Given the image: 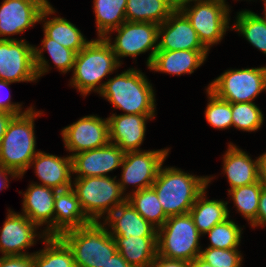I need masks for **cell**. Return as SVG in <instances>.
<instances>
[{
  "label": "cell",
  "mask_w": 266,
  "mask_h": 267,
  "mask_svg": "<svg viewBox=\"0 0 266 267\" xmlns=\"http://www.w3.org/2000/svg\"><path fill=\"white\" fill-rule=\"evenodd\" d=\"M210 177H196L174 167H160L152 187L167 217L190 212L198 196L207 188Z\"/></svg>",
  "instance_id": "6da1fadb"
},
{
  "label": "cell",
  "mask_w": 266,
  "mask_h": 267,
  "mask_svg": "<svg viewBox=\"0 0 266 267\" xmlns=\"http://www.w3.org/2000/svg\"><path fill=\"white\" fill-rule=\"evenodd\" d=\"M100 95L128 115H155V95L145 75L131 68L104 82Z\"/></svg>",
  "instance_id": "7a4b0ae2"
},
{
  "label": "cell",
  "mask_w": 266,
  "mask_h": 267,
  "mask_svg": "<svg viewBox=\"0 0 266 267\" xmlns=\"http://www.w3.org/2000/svg\"><path fill=\"white\" fill-rule=\"evenodd\" d=\"M38 115L41 113L31 107L26 113L14 116L0 142V166L19 177L24 175L38 153L34 135V119Z\"/></svg>",
  "instance_id": "3957f363"
},
{
  "label": "cell",
  "mask_w": 266,
  "mask_h": 267,
  "mask_svg": "<svg viewBox=\"0 0 266 267\" xmlns=\"http://www.w3.org/2000/svg\"><path fill=\"white\" fill-rule=\"evenodd\" d=\"M98 38L90 40L75 57L70 83L83 96L92 90L99 93L105 84H100L101 80L120 66L110 43L103 37Z\"/></svg>",
  "instance_id": "277c9868"
},
{
  "label": "cell",
  "mask_w": 266,
  "mask_h": 267,
  "mask_svg": "<svg viewBox=\"0 0 266 267\" xmlns=\"http://www.w3.org/2000/svg\"><path fill=\"white\" fill-rule=\"evenodd\" d=\"M70 248L76 267H102L118 250L101 222L64 232L59 236Z\"/></svg>",
  "instance_id": "5b68a950"
},
{
  "label": "cell",
  "mask_w": 266,
  "mask_h": 267,
  "mask_svg": "<svg viewBox=\"0 0 266 267\" xmlns=\"http://www.w3.org/2000/svg\"><path fill=\"white\" fill-rule=\"evenodd\" d=\"M200 236L189 213L168 217L157 229V255L191 262L200 256Z\"/></svg>",
  "instance_id": "8992f818"
},
{
  "label": "cell",
  "mask_w": 266,
  "mask_h": 267,
  "mask_svg": "<svg viewBox=\"0 0 266 267\" xmlns=\"http://www.w3.org/2000/svg\"><path fill=\"white\" fill-rule=\"evenodd\" d=\"M110 176L75 178V191L85 215L98 222L106 212L107 216L127 200L120 184ZM112 205V206H111Z\"/></svg>",
  "instance_id": "52a82bcc"
},
{
  "label": "cell",
  "mask_w": 266,
  "mask_h": 267,
  "mask_svg": "<svg viewBox=\"0 0 266 267\" xmlns=\"http://www.w3.org/2000/svg\"><path fill=\"white\" fill-rule=\"evenodd\" d=\"M178 3L177 8L187 17L202 44L209 50L217 44L229 28V7L225 0H197L195 6Z\"/></svg>",
  "instance_id": "ba28073f"
},
{
  "label": "cell",
  "mask_w": 266,
  "mask_h": 267,
  "mask_svg": "<svg viewBox=\"0 0 266 267\" xmlns=\"http://www.w3.org/2000/svg\"><path fill=\"white\" fill-rule=\"evenodd\" d=\"M208 89L230 103L252 102L266 90V67L228 70L211 82Z\"/></svg>",
  "instance_id": "9c48e42d"
},
{
  "label": "cell",
  "mask_w": 266,
  "mask_h": 267,
  "mask_svg": "<svg viewBox=\"0 0 266 267\" xmlns=\"http://www.w3.org/2000/svg\"><path fill=\"white\" fill-rule=\"evenodd\" d=\"M158 29L159 25L151 22H128L125 21L118 28L111 30L117 31L114 44H111L109 36L104 38L110 43V46L115 53L117 61L118 57H136L151 49V53L147 59L149 67L158 47Z\"/></svg>",
  "instance_id": "30bf717a"
},
{
  "label": "cell",
  "mask_w": 266,
  "mask_h": 267,
  "mask_svg": "<svg viewBox=\"0 0 266 267\" xmlns=\"http://www.w3.org/2000/svg\"><path fill=\"white\" fill-rule=\"evenodd\" d=\"M25 40L0 38V80L8 82L36 81L34 46Z\"/></svg>",
  "instance_id": "8fae6325"
},
{
  "label": "cell",
  "mask_w": 266,
  "mask_h": 267,
  "mask_svg": "<svg viewBox=\"0 0 266 267\" xmlns=\"http://www.w3.org/2000/svg\"><path fill=\"white\" fill-rule=\"evenodd\" d=\"M53 13L47 0H4L0 6V37L20 34Z\"/></svg>",
  "instance_id": "7c38bea8"
},
{
  "label": "cell",
  "mask_w": 266,
  "mask_h": 267,
  "mask_svg": "<svg viewBox=\"0 0 266 267\" xmlns=\"http://www.w3.org/2000/svg\"><path fill=\"white\" fill-rule=\"evenodd\" d=\"M168 152L169 149L125 152L119 182L121 191L124 193L128 184H134L135 191L152 187Z\"/></svg>",
  "instance_id": "4fadbf2b"
},
{
  "label": "cell",
  "mask_w": 266,
  "mask_h": 267,
  "mask_svg": "<svg viewBox=\"0 0 266 267\" xmlns=\"http://www.w3.org/2000/svg\"><path fill=\"white\" fill-rule=\"evenodd\" d=\"M61 132L66 149L73 154L100 148L110 142L108 118L95 115L82 117Z\"/></svg>",
  "instance_id": "5bb4252c"
},
{
  "label": "cell",
  "mask_w": 266,
  "mask_h": 267,
  "mask_svg": "<svg viewBox=\"0 0 266 267\" xmlns=\"http://www.w3.org/2000/svg\"><path fill=\"white\" fill-rule=\"evenodd\" d=\"M160 37L162 38L158 39L157 51L208 50L187 17L178 8L159 25L158 38Z\"/></svg>",
  "instance_id": "9a60e30c"
},
{
  "label": "cell",
  "mask_w": 266,
  "mask_h": 267,
  "mask_svg": "<svg viewBox=\"0 0 266 267\" xmlns=\"http://www.w3.org/2000/svg\"><path fill=\"white\" fill-rule=\"evenodd\" d=\"M125 152L117 145H107L81 153L71 154L72 173L78 174L76 178L106 177L110 172L121 166Z\"/></svg>",
  "instance_id": "2e32d148"
},
{
  "label": "cell",
  "mask_w": 266,
  "mask_h": 267,
  "mask_svg": "<svg viewBox=\"0 0 266 267\" xmlns=\"http://www.w3.org/2000/svg\"><path fill=\"white\" fill-rule=\"evenodd\" d=\"M24 214H17L9 210V214L0 232V252L3 256L28 255L22 250L34 244L36 228Z\"/></svg>",
  "instance_id": "e0dca14e"
},
{
  "label": "cell",
  "mask_w": 266,
  "mask_h": 267,
  "mask_svg": "<svg viewBox=\"0 0 266 267\" xmlns=\"http://www.w3.org/2000/svg\"><path fill=\"white\" fill-rule=\"evenodd\" d=\"M154 115L112 114L108 118L109 140L124 152L140 151L146 132V121Z\"/></svg>",
  "instance_id": "ac0fdd59"
},
{
  "label": "cell",
  "mask_w": 266,
  "mask_h": 267,
  "mask_svg": "<svg viewBox=\"0 0 266 267\" xmlns=\"http://www.w3.org/2000/svg\"><path fill=\"white\" fill-rule=\"evenodd\" d=\"M29 186L24 193L23 214L38 227L48 223L43 236H53L54 202L58 190L36 183Z\"/></svg>",
  "instance_id": "d6986e66"
},
{
  "label": "cell",
  "mask_w": 266,
  "mask_h": 267,
  "mask_svg": "<svg viewBox=\"0 0 266 267\" xmlns=\"http://www.w3.org/2000/svg\"><path fill=\"white\" fill-rule=\"evenodd\" d=\"M104 225H110L111 236L157 237V228L146 221L128 200L120 204L105 218Z\"/></svg>",
  "instance_id": "ffe728a7"
},
{
  "label": "cell",
  "mask_w": 266,
  "mask_h": 267,
  "mask_svg": "<svg viewBox=\"0 0 266 267\" xmlns=\"http://www.w3.org/2000/svg\"><path fill=\"white\" fill-rule=\"evenodd\" d=\"M34 165L35 173L46 187L56 190H66L72 187V158L58 157L45 152L38 151L30 162V166Z\"/></svg>",
  "instance_id": "44dd1931"
},
{
  "label": "cell",
  "mask_w": 266,
  "mask_h": 267,
  "mask_svg": "<svg viewBox=\"0 0 266 267\" xmlns=\"http://www.w3.org/2000/svg\"><path fill=\"white\" fill-rule=\"evenodd\" d=\"M92 221L85 215L75 191L71 188L58 190L55 195L53 236L77 229Z\"/></svg>",
  "instance_id": "7402d4cb"
},
{
  "label": "cell",
  "mask_w": 266,
  "mask_h": 267,
  "mask_svg": "<svg viewBox=\"0 0 266 267\" xmlns=\"http://www.w3.org/2000/svg\"><path fill=\"white\" fill-rule=\"evenodd\" d=\"M223 170L226 173L230 188L253 184L260 180L259 158L255 161L246 152L229 144L223 158Z\"/></svg>",
  "instance_id": "603a6c76"
},
{
  "label": "cell",
  "mask_w": 266,
  "mask_h": 267,
  "mask_svg": "<svg viewBox=\"0 0 266 267\" xmlns=\"http://www.w3.org/2000/svg\"><path fill=\"white\" fill-rule=\"evenodd\" d=\"M209 50L156 51L148 67L173 75L192 74L206 60Z\"/></svg>",
  "instance_id": "cb8c5ba5"
},
{
  "label": "cell",
  "mask_w": 266,
  "mask_h": 267,
  "mask_svg": "<svg viewBox=\"0 0 266 267\" xmlns=\"http://www.w3.org/2000/svg\"><path fill=\"white\" fill-rule=\"evenodd\" d=\"M120 255L132 267H152L157 256V237L112 236Z\"/></svg>",
  "instance_id": "d4e9b609"
},
{
  "label": "cell",
  "mask_w": 266,
  "mask_h": 267,
  "mask_svg": "<svg viewBox=\"0 0 266 267\" xmlns=\"http://www.w3.org/2000/svg\"><path fill=\"white\" fill-rule=\"evenodd\" d=\"M177 0H127L125 10L128 22L162 24L177 8Z\"/></svg>",
  "instance_id": "484cf974"
},
{
  "label": "cell",
  "mask_w": 266,
  "mask_h": 267,
  "mask_svg": "<svg viewBox=\"0 0 266 267\" xmlns=\"http://www.w3.org/2000/svg\"><path fill=\"white\" fill-rule=\"evenodd\" d=\"M228 202L208 200L205 197V190L198 196L189 214L199 233L207 234L215 225L224 222L229 218Z\"/></svg>",
  "instance_id": "4316f807"
},
{
  "label": "cell",
  "mask_w": 266,
  "mask_h": 267,
  "mask_svg": "<svg viewBox=\"0 0 266 267\" xmlns=\"http://www.w3.org/2000/svg\"><path fill=\"white\" fill-rule=\"evenodd\" d=\"M42 48L38 49L34 48V64L36 69L37 78H39L44 73L48 72V61L43 57V49L47 50L52 61L59 71L66 73L73 69L76 52L65 48L61 44L57 42H51V38H49L44 33V39L42 40Z\"/></svg>",
  "instance_id": "83f0119b"
},
{
  "label": "cell",
  "mask_w": 266,
  "mask_h": 267,
  "mask_svg": "<svg viewBox=\"0 0 266 267\" xmlns=\"http://www.w3.org/2000/svg\"><path fill=\"white\" fill-rule=\"evenodd\" d=\"M46 248L33 253V267H76L72 251L59 236H46Z\"/></svg>",
  "instance_id": "f1b7e54d"
},
{
  "label": "cell",
  "mask_w": 266,
  "mask_h": 267,
  "mask_svg": "<svg viewBox=\"0 0 266 267\" xmlns=\"http://www.w3.org/2000/svg\"><path fill=\"white\" fill-rule=\"evenodd\" d=\"M43 26L44 33L51 38V42H57L76 53L89 42L74 24L64 18L54 17L45 21Z\"/></svg>",
  "instance_id": "f546056e"
},
{
  "label": "cell",
  "mask_w": 266,
  "mask_h": 267,
  "mask_svg": "<svg viewBox=\"0 0 266 267\" xmlns=\"http://www.w3.org/2000/svg\"><path fill=\"white\" fill-rule=\"evenodd\" d=\"M127 0H94V13L99 37H105L126 21Z\"/></svg>",
  "instance_id": "4dcf8cb0"
},
{
  "label": "cell",
  "mask_w": 266,
  "mask_h": 267,
  "mask_svg": "<svg viewBox=\"0 0 266 267\" xmlns=\"http://www.w3.org/2000/svg\"><path fill=\"white\" fill-rule=\"evenodd\" d=\"M127 200L146 221L157 229L168 219L153 187L134 191L132 195H127Z\"/></svg>",
  "instance_id": "1f68e13d"
},
{
  "label": "cell",
  "mask_w": 266,
  "mask_h": 267,
  "mask_svg": "<svg viewBox=\"0 0 266 267\" xmlns=\"http://www.w3.org/2000/svg\"><path fill=\"white\" fill-rule=\"evenodd\" d=\"M237 29L254 47L266 54V18L260 17L250 10L238 12Z\"/></svg>",
  "instance_id": "d6a6232c"
},
{
  "label": "cell",
  "mask_w": 266,
  "mask_h": 267,
  "mask_svg": "<svg viewBox=\"0 0 266 267\" xmlns=\"http://www.w3.org/2000/svg\"><path fill=\"white\" fill-rule=\"evenodd\" d=\"M265 186V183L260 179L253 184L228 190L237 210L242 213L244 218L250 221L251 224L257 219L259 197Z\"/></svg>",
  "instance_id": "836d02e7"
},
{
  "label": "cell",
  "mask_w": 266,
  "mask_h": 267,
  "mask_svg": "<svg viewBox=\"0 0 266 267\" xmlns=\"http://www.w3.org/2000/svg\"><path fill=\"white\" fill-rule=\"evenodd\" d=\"M232 126L243 131L258 130L263 124V114L255 103H231Z\"/></svg>",
  "instance_id": "e575fe53"
},
{
  "label": "cell",
  "mask_w": 266,
  "mask_h": 267,
  "mask_svg": "<svg viewBox=\"0 0 266 267\" xmlns=\"http://www.w3.org/2000/svg\"><path fill=\"white\" fill-rule=\"evenodd\" d=\"M241 231V228L235 222L227 218L207 232L211 242L208 247L237 249L238 245H240Z\"/></svg>",
  "instance_id": "d590c367"
},
{
  "label": "cell",
  "mask_w": 266,
  "mask_h": 267,
  "mask_svg": "<svg viewBox=\"0 0 266 267\" xmlns=\"http://www.w3.org/2000/svg\"><path fill=\"white\" fill-rule=\"evenodd\" d=\"M209 103L205 110V118L208 123L217 129H226L232 126L231 103L217 97L208 88Z\"/></svg>",
  "instance_id": "8d00e7d4"
},
{
  "label": "cell",
  "mask_w": 266,
  "mask_h": 267,
  "mask_svg": "<svg viewBox=\"0 0 266 267\" xmlns=\"http://www.w3.org/2000/svg\"><path fill=\"white\" fill-rule=\"evenodd\" d=\"M202 260L213 267H241L242 256L238 249L206 248L201 250Z\"/></svg>",
  "instance_id": "74e56055"
},
{
  "label": "cell",
  "mask_w": 266,
  "mask_h": 267,
  "mask_svg": "<svg viewBox=\"0 0 266 267\" xmlns=\"http://www.w3.org/2000/svg\"><path fill=\"white\" fill-rule=\"evenodd\" d=\"M0 267H33V253L0 257Z\"/></svg>",
  "instance_id": "f35d334b"
},
{
  "label": "cell",
  "mask_w": 266,
  "mask_h": 267,
  "mask_svg": "<svg viewBox=\"0 0 266 267\" xmlns=\"http://www.w3.org/2000/svg\"><path fill=\"white\" fill-rule=\"evenodd\" d=\"M12 82H8V81H4V80H0V90L5 87H9V84H11ZM11 97L10 95L8 97H4V101L2 98H0V111L2 112H7L10 114H13L15 116L21 115L26 113L31 107H29L26 111L24 110L23 112L21 111V105L20 104H14L11 103L10 101Z\"/></svg>",
  "instance_id": "ab89813d"
},
{
  "label": "cell",
  "mask_w": 266,
  "mask_h": 267,
  "mask_svg": "<svg viewBox=\"0 0 266 267\" xmlns=\"http://www.w3.org/2000/svg\"><path fill=\"white\" fill-rule=\"evenodd\" d=\"M152 267H191L190 262L186 260L170 259L157 255Z\"/></svg>",
  "instance_id": "60d3db41"
},
{
  "label": "cell",
  "mask_w": 266,
  "mask_h": 267,
  "mask_svg": "<svg viewBox=\"0 0 266 267\" xmlns=\"http://www.w3.org/2000/svg\"><path fill=\"white\" fill-rule=\"evenodd\" d=\"M266 224V186L262 189L259 197V208L257 211V219L251 226H264Z\"/></svg>",
  "instance_id": "b9f144b4"
},
{
  "label": "cell",
  "mask_w": 266,
  "mask_h": 267,
  "mask_svg": "<svg viewBox=\"0 0 266 267\" xmlns=\"http://www.w3.org/2000/svg\"><path fill=\"white\" fill-rule=\"evenodd\" d=\"M102 267H132L117 251Z\"/></svg>",
  "instance_id": "7bdbcfd3"
},
{
  "label": "cell",
  "mask_w": 266,
  "mask_h": 267,
  "mask_svg": "<svg viewBox=\"0 0 266 267\" xmlns=\"http://www.w3.org/2000/svg\"><path fill=\"white\" fill-rule=\"evenodd\" d=\"M15 115L0 111V142L6 132L7 126Z\"/></svg>",
  "instance_id": "ee69618b"
},
{
  "label": "cell",
  "mask_w": 266,
  "mask_h": 267,
  "mask_svg": "<svg viewBox=\"0 0 266 267\" xmlns=\"http://www.w3.org/2000/svg\"><path fill=\"white\" fill-rule=\"evenodd\" d=\"M7 174L8 175H11V177H18L14 172L8 170V169H5L3 168L2 166H0V190H2L4 187L5 188H8V177H7ZM3 178V179H2ZM2 179V180H1Z\"/></svg>",
  "instance_id": "f6af8a7d"
},
{
  "label": "cell",
  "mask_w": 266,
  "mask_h": 267,
  "mask_svg": "<svg viewBox=\"0 0 266 267\" xmlns=\"http://www.w3.org/2000/svg\"><path fill=\"white\" fill-rule=\"evenodd\" d=\"M258 158H259L260 179L266 185V153H264Z\"/></svg>",
  "instance_id": "bcb514c9"
},
{
  "label": "cell",
  "mask_w": 266,
  "mask_h": 267,
  "mask_svg": "<svg viewBox=\"0 0 266 267\" xmlns=\"http://www.w3.org/2000/svg\"><path fill=\"white\" fill-rule=\"evenodd\" d=\"M191 267H213L210 264L206 263L200 257H196L190 262Z\"/></svg>",
  "instance_id": "7dc6e473"
},
{
  "label": "cell",
  "mask_w": 266,
  "mask_h": 267,
  "mask_svg": "<svg viewBox=\"0 0 266 267\" xmlns=\"http://www.w3.org/2000/svg\"><path fill=\"white\" fill-rule=\"evenodd\" d=\"M192 1H197V0H177V3H190Z\"/></svg>",
  "instance_id": "c3c4849f"
},
{
  "label": "cell",
  "mask_w": 266,
  "mask_h": 267,
  "mask_svg": "<svg viewBox=\"0 0 266 267\" xmlns=\"http://www.w3.org/2000/svg\"><path fill=\"white\" fill-rule=\"evenodd\" d=\"M264 1V6H265V12H264V17L266 18V0H263Z\"/></svg>",
  "instance_id": "681fc988"
}]
</instances>
